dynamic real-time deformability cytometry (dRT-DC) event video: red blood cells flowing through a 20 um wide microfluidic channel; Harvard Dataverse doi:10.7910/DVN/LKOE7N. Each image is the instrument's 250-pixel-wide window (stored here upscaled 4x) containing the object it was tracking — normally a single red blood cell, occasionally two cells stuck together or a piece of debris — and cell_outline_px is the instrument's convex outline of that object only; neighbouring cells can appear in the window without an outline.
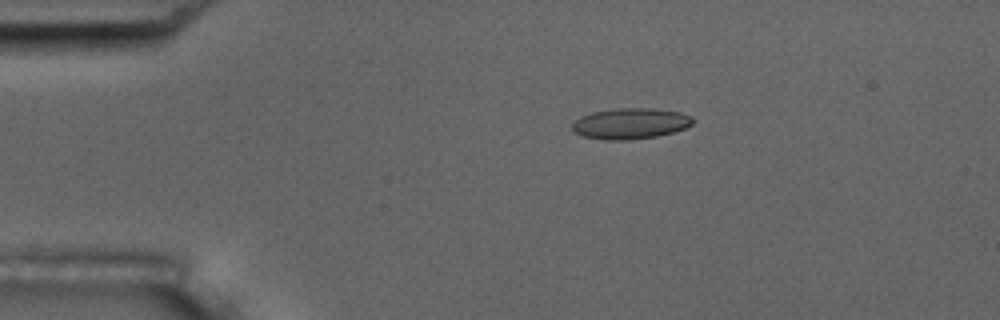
{"species": "common noctule bat (a hibernating species)", "species_latin": "Nyctalus noctula", "temperature_condition": "room temperature", "stored_images_in_passage": 9, "camera_frame_rate_fps": 3000, "um_per_image_px": 0.085, "animal": {"sex": "male", "body_mass_g": 17.5, "forearm_length_mm": 52.3}, "frame": {"image": 1, "passage_image": 3, "time_ms": 2.333, "image_size_px": [1000, 320], "cell_outline_px": [[696, 120], [692, 124], [684, 128], [672, 132], [656, 136], [628, 140], [604, 140], [584, 136], [572, 132], [572, 124], [580, 116], [592, 112], [616, 108], [652, 108], [680, 112], [692, 116]], "centroid_in_image_um": [53.58, 10.49], "position_along_channel_um": 31.4, "area_um2": 21.79}}
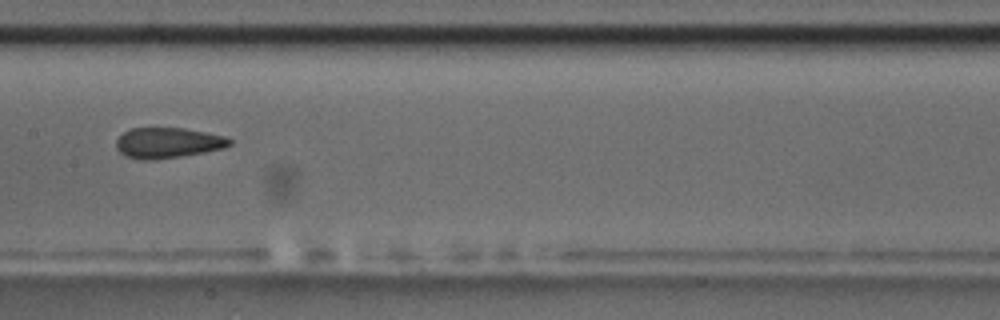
{"frame": {"image": 2, "passage_image": 8, "time_ms": 8.0, "image_size_px": [1000, 320], "cell_outline_px": [[232, 144], [224, 148], [204, 152], [180, 156], [152, 160], [140, 160], [124, 156], [116, 148], [116, 140], [124, 132], [132, 128], [184, 128], [224, 136], [232, 140]], "centroid_in_image_um": [14.25, 12.15], "position_along_channel_um": 193.2, "area_um2": 20.11}}